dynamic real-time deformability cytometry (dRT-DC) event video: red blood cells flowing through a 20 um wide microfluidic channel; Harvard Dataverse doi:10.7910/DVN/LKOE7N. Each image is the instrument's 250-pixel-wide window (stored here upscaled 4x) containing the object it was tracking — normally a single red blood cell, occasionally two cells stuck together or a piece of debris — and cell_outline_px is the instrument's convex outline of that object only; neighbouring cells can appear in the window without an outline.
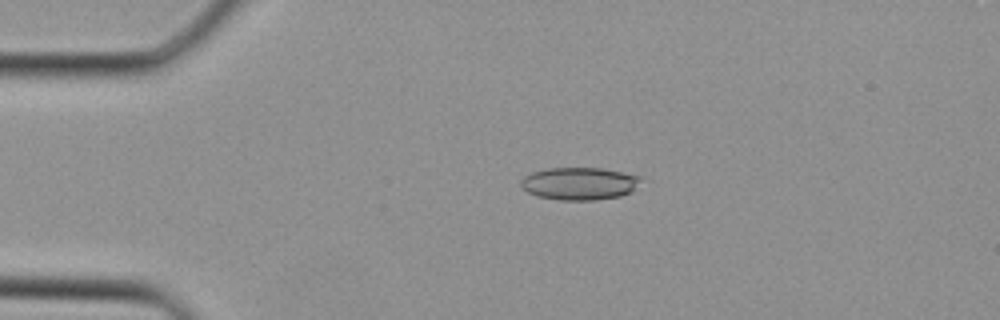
{"species": "Egyptian fruit bat (a non-hibernating species)", "species_latin": "Rousettus aegyptiacus", "temperature_condition": "cold", "stored_images_in_passage": 30, "camera_frame_rate_fps": 3000, "um_per_image_px": 0.085, "animal": {"sex": "female"}, "frame": {"image": 1, "passage_image": 1, "time_ms": 0.0, "image_size_px": [1000, 320], "cell_outline_px": [[644, 176], [632, 192], [620, 196], [596, 200], [560, 200], [540, 196], [528, 192], [520, 184], [520, 180], [524, 176], [532, 172], [548, 168], [600, 168]], "centroid_in_image_um": [49.28, 15.6], "position_along_channel_um": 35.7, "area_um2": 22.77}}
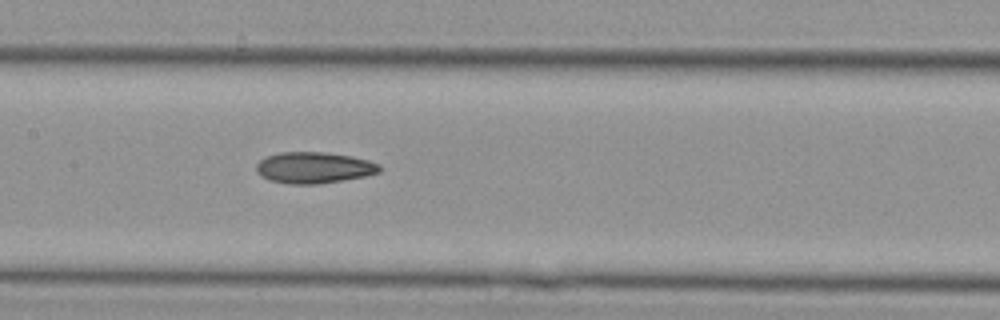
{"frame": {"image": 2, "passage_image": 11, "time_ms": 3.333, "image_size_px": [1000, 320], "cell_outline_px": [[380, 172], [364, 176], [316, 184], [292, 184], [272, 180], [256, 172], [256, 164], [260, 160], [268, 156], [280, 152], [324, 152], [352, 156], [368, 160], [380, 164]], "centroid_in_image_um": [26.7, 14.24], "position_along_channel_um": 180.7, "area_um2": 22.14}}
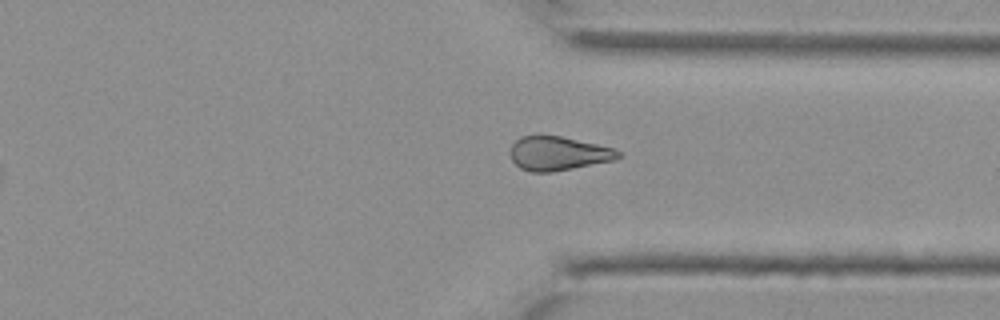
{"frame": {"image": 3, "passage_image": 21, "time_ms": 6.667, "image_size_px": [1000, 320], "cell_outline_px": [[624, 156], [612, 160], [552, 172], [532, 172], [520, 168], [512, 160], [508, 152], [512, 144], [520, 136], [536, 132], [560, 136], [616, 148]], "centroid_in_image_um": [47.39, 13.0], "position_along_channel_um": 364.0, "area_um2": 21.91}}